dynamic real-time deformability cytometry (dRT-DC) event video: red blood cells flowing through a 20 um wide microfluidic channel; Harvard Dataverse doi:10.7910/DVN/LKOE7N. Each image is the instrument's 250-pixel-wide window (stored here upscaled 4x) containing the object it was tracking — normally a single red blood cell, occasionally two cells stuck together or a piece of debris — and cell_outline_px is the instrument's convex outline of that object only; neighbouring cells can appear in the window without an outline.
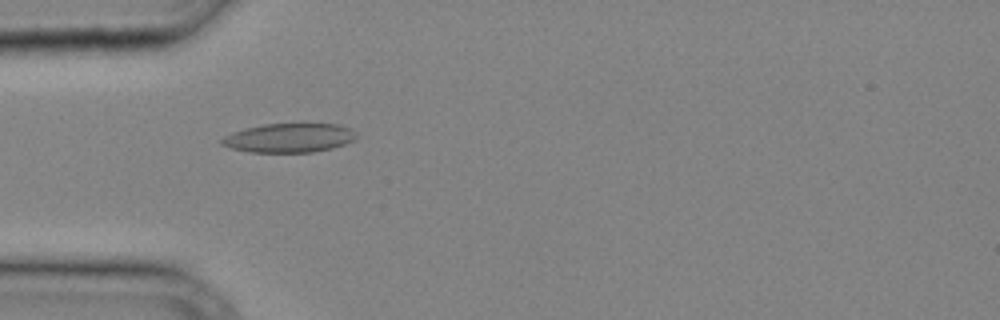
{"species": "common noctule bat (a hibernating species)", "species_latin": "Nyctalus noctula", "temperature_condition": "cold", "stored_images_in_passage": 27, "camera_frame_rate_fps": 3000, "um_per_image_px": 0.085, "animal": {"sex": "male", "body_mass_g": 20.4}, "frame": {"image": 1, "passage_image": 5, "time_ms": 1.333, "image_size_px": [1000, 320], "cell_outline_px": [[360, 136], [356, 140], [332, 148], [312, 152], [248, 152], [232, 148], [220, 144], [220, 140], [224, 136], [244, 128], [264, 124], [340, 124], [352, 128]], "centroid_in_image_um": [24.63, 11.71], "position_along_channel_um": 60.4, "area_um2": 23.0}}
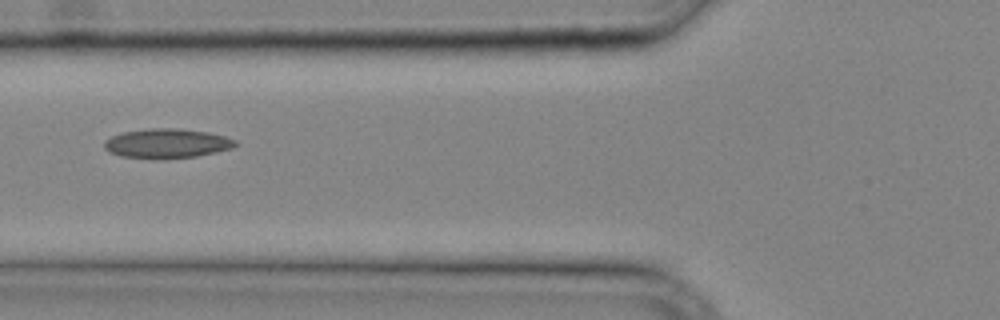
{"frame": {"image": 2, "passage_image": 8, "time_ms": 2.333, "image_size_px": [1000, 320], "cell_outline_px": [[240, 144], [232, 148], [216, 152], [196, 156], [164, 160], [156, 160], [120, 156], [108, 152], [104, 148], [104, 140], [112, 136], [124, 132], [152, 128], [180, 128], [208, 132], [224, 136], [236, 140]], "centroid_in_image_um": [14.19, 12.21], "position_along_channel_um": 111.6, "area_um2": 22.95}}